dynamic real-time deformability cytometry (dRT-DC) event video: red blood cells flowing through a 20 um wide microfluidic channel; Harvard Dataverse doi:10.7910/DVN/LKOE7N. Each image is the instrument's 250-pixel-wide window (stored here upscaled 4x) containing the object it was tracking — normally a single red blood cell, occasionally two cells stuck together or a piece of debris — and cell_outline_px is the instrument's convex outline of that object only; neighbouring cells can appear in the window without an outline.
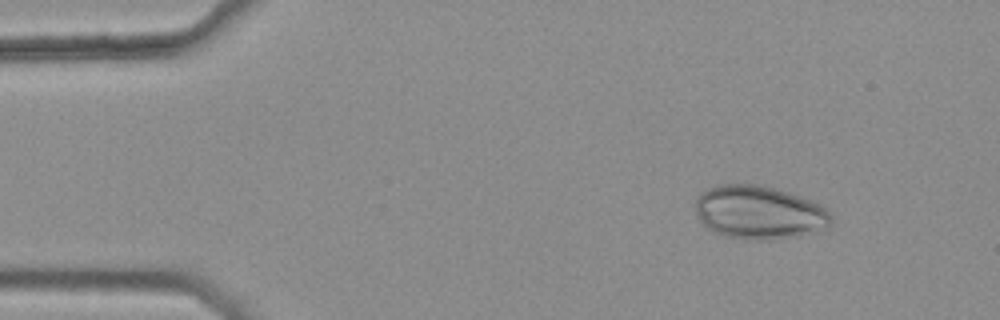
{"species": "common noctule bat (a hibernating species)", "species_latin": "Nyctalus noctula", "temperature_condition": "warm", "stored_images_in_passage": 39, "camera_frame_rate_fps": 3000, "um_per_image_px": 0.085, "animal": {"sex": "female", "body_mass_g": 25.1}, "frame": {"image": 1, "passage_image": 1, "time_ms": 0.0, "image_size_px": [1000, 320], "cell_outline_px": [[832, 220], [828, 224], [800, 236], [764, 240], [744, 240], [724, 236], [708, 228], [700, 220], [696, 212], [696, 200], [708, 188], [716, 184], [756, 184], [776, 188], [812, 200], [820, 204], [828, 212]], "centroid_in_image_um": [64.49, 18.05], "position_along_channel_um": 20.5, "area_um2": 41.91}}
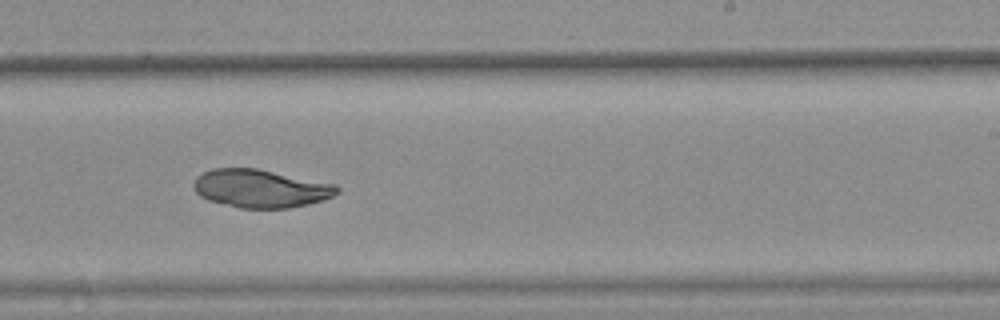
{"frame": {"image": 2, "passage_image": 27, "time_ms": 8.667, "image_size_px": [1000, 320], "cell_outline_px": [[340, 192], [324, 200], [308, 204], [288, 208], [240, 208], [208, 200], [200, 196], [196, 192], [192, 184], [196, 176], [212, 168], [256, 168], [336, 184], [340, 188]], "centroid_in_image_um": [22.15, 16.02], "position_along_channel_um": 266.8, "area_um2": 31.96}}
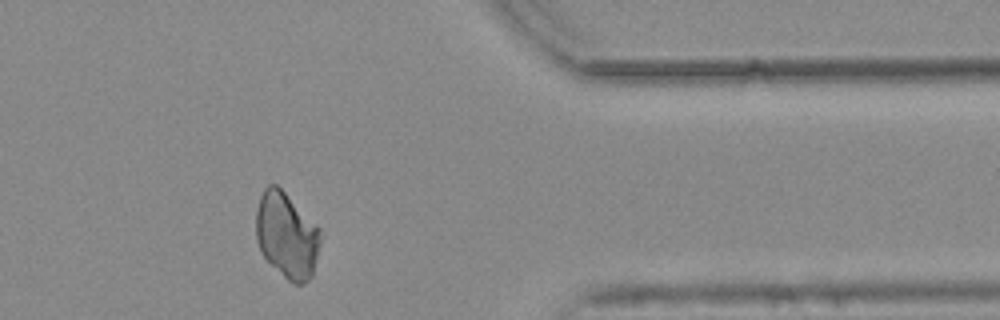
{"frame": {"image": 3, "passage_image": 38, "time_ms": 12.333, "image_size_px": [1000, 320], "cell_outline_px": [[320, 244], [312, 276], [304, 284], [292, 284], [264, 256], [260, 248], [256, 236], [256, 212], [260, 196], [264, 188], [268, 184], [276, 184], [320, 228]], "centroid_in_image_um": [24.38, 20.0], "position_along_channel_um": 387.0, "area_um2": 31.79}}